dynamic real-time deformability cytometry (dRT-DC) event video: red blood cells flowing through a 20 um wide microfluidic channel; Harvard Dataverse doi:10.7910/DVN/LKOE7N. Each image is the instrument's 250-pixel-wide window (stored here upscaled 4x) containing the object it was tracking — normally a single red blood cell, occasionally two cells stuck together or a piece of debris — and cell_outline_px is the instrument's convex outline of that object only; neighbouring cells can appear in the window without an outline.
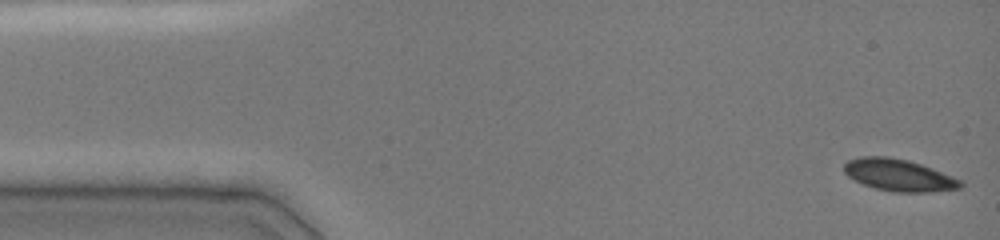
{"species": "common noctule bat (a hibernating species)", "species_latin": "Nyctalus noctula", "temperature_condition": "cold", "stored_images_in_passage": 15, "camera_frame_rate_fps": 3000, "um_per_image_px": 0.085, "animal": {"sex": "female", "body_mass_g": 19.0, "forearm_length_mm": 51.5}, "frame": {"image": 1, "passage_image": 1, "time_ms": 0.0, "image_size_px": [1000, 240], "cell_outline_px": [[964, 184], [960, 188], [932, 192], [892, 192], [876, 188], [864, 184], [848, 176], [844, 172], [844, 164], [848, 160], [860, 156], [888, 156], [908, 160], [932, 168], [964, 180]], "centroid_in_image_um": [76.44, 14.88], "position_along_channel_um": 8.6, "area_um2": 21.79}}
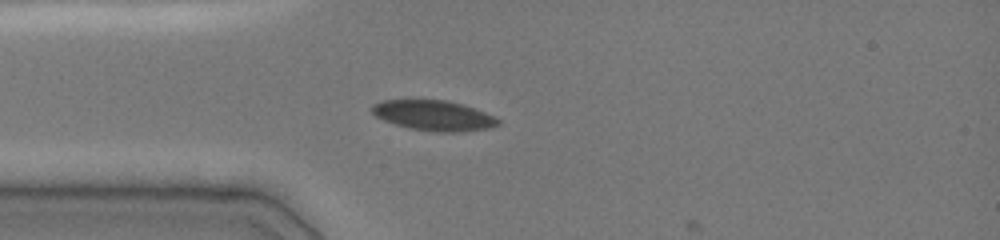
{"frame": {"image": 2, "passage_image": 14, "time_ms": 3.667, "image_size_px": [1000, 240], "cell_outline_px": [[500, 124], [488, 128], [456, 132], [440, 132], [408, 128], [384, 120], [376, 116], [372, 112], [372, 104], [380, 100], [444, 100], [464, 104], [476, 108], [500, 120]], "centroid_in_image_um": [36.86, 9.81], "position_along_channel_um": 48.1, "area_um2": 22.08}}